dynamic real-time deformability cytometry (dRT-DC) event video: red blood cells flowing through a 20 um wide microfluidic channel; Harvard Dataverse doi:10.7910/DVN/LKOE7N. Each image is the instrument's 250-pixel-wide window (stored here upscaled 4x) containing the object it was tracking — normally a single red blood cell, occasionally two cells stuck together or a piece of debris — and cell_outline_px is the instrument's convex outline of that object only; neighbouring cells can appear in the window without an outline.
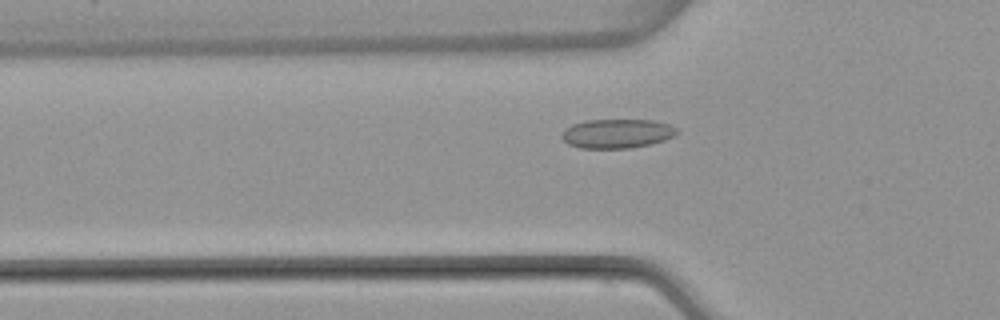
{"species": "common noctule bat (a hibernating species)", "species_latin": "Nyctalus noctula", "temperature_condition": "warm", "stored_images_in_passage": 50, "camera_frame_rate_fps": 3000, "um_per_image_px": 0.085, "animal": {"sex": "female", "body_mass_g": 22.7, "forearm_length_mm": 54.2}, "frame": {"image": 1, "passage_image": 15, "time_ms": 4.667, "image_size_px": [1000, 320], "cell_outline_px": [[680, 132], [664, 140], [652, 144], [628, 148], [580, 148], [568, 144], [560, 136], [564, 128], [572, 124], [584, 120], [652, 120], [668, 124], [676, 128]], "centroid_in_image_um": [52.41, 11.35], "position_along_channel_um": 73.4, "area_um2": 19.65}}
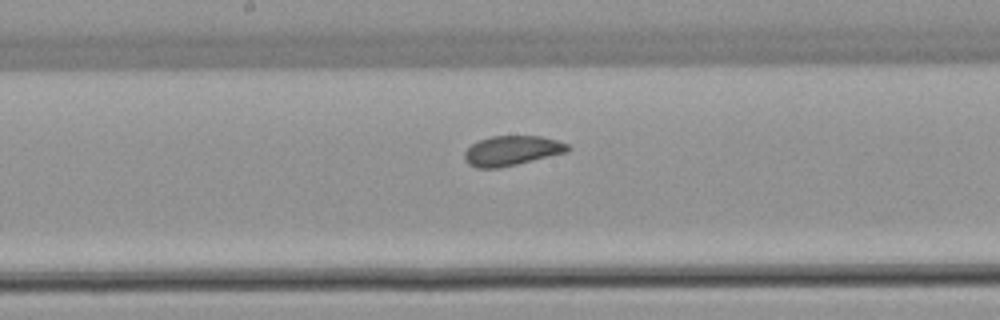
{"frame": {"image": 2, "passage_image": 25, "time_ms": 8.0, "image_size_px": [1000, 320], "cell_outline_px": [[572, 148], [568, 152], [516, 164], [496, 168], [476, 168], [468, 164], [464, 160], [464, 152], [472, 144], [480, 140], [492, 136], [540, 136], [556, 140], [568, 144]], "centroid_in_image_um": [43.51, 12.81], "position_along_channel_um": 204.7, "area_um2": 17.86}}
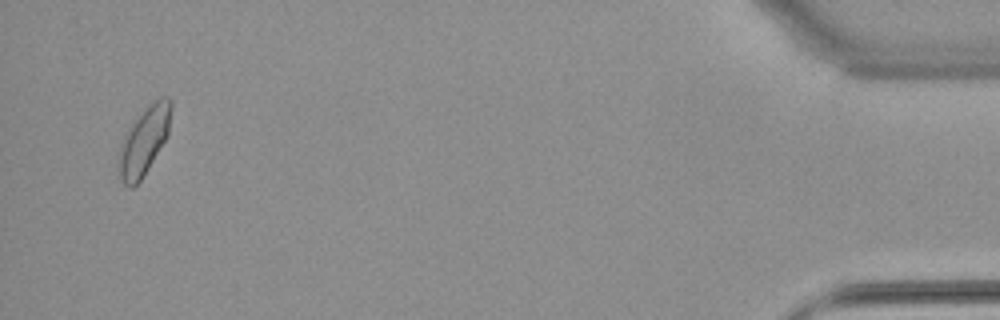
{"frame": {"image": 3, "passage_image": 48, "time_ms": 15.667, "image_size_px": [1000, 320], "cell_outline_px": [[172, 108], [168, 132], [164, 140], [148, 168], [140, 180], [132, 188], [128, 188], [120, 180], [120, 152], [124, 136], [132, 124], [148, 104], [160, 96], [168, 96], [172, 100]], "centroid_in_image_um": [12.28, 11.92], "position_along_channel_um": 422.9, "area_um2": 20.06}, "authors_computed_cell_mechanics": {"area_um2": 18.6405, "velocity_mm_per_s": 3.9191, "shape_relaxation_time_tau1_ms": 4.2211, "shape_relaxation_time_tau2_ms": 1.4387, "deformation_change_tau1": 0.0685, "deformation_change_tau2": 0.0611}}